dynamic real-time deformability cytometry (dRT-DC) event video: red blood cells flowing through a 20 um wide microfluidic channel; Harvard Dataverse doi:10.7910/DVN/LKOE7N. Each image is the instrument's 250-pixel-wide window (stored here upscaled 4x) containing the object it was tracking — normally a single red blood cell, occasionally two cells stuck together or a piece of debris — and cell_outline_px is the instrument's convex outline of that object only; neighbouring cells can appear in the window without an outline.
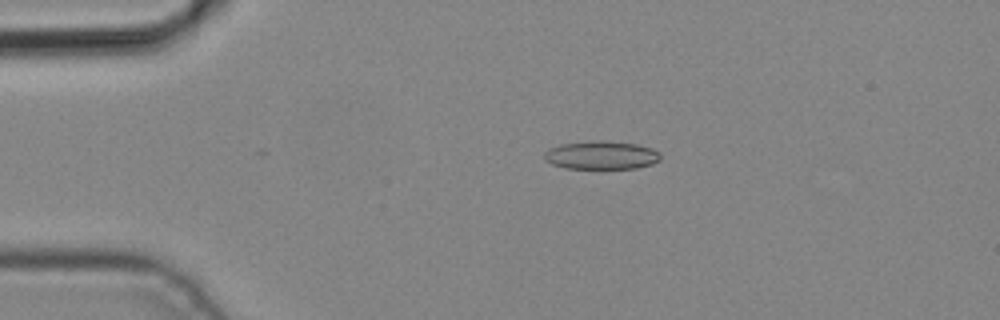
{"species": "common noctule bat (a hibernating species)", "species_latin": "Nyctalus noctula", "temperature_condition": "cold", "stored_images_in_passage": 2, "camera_frame_rate_fps": 3000, "um_per_image_px": 0.085, "animal": {"sex": "male", "body_mass_g": 19.2, "forearm_length_mm": 51.8}, "frame": {"image": 1, "passage_image": 1, "time_ms": 0.0, "image_size_px": [1000, 320], "cell_outline_px": [[660, 160], [652, 164], [636, 168], [564, 168], [552, 164], [544, 160], [544, 152], [560, 144], [600, 140], [604, 140], [636, 144], [652, 148], [660, 152]], "centroid_in_image_um": [51.12, 13.19], "position_along_channel_um": 33.9, "area_um2": 19.13}}